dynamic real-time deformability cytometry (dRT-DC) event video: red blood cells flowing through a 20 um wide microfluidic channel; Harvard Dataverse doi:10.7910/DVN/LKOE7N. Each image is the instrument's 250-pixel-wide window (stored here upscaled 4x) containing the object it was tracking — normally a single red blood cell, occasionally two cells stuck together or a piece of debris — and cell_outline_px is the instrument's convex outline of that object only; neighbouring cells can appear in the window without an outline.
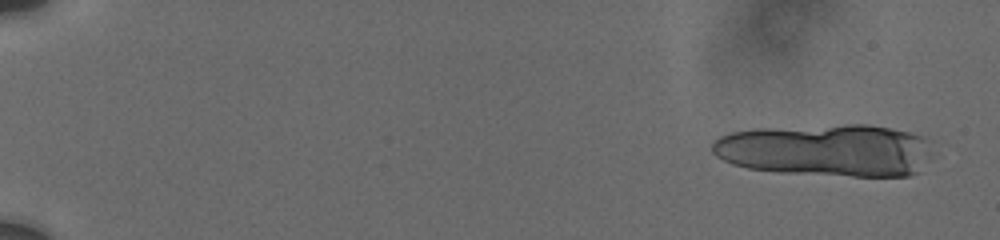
{"species": "human", "species_latin": "Homo sapiens", "temperature_condition": "cold", "stored_images_in_passage": 7, "camera_frame_rate_fps": 3000, "um_per_image_px": 0.085, "donor": {"sex": "male"}, "frame": {"image": 1, "passage_image": 1, "time_ms": 0.0, "image_size_px": [1000, 240], "cell_outline_px": [[924, 172], [912, 176], [852, 176], [780, 172], [748, 168], [732, 164], [716, 156], [712, 152], [712, 144], [720, 136], [732, 132], [760, 128], [844, 124], [864, 124], [888, 128], [908, 132], [924, 136]], "centroid_in_image_um": [70.17, 12.77], "position_along_channel_um": 14.8, "area_um2": 66.82}}
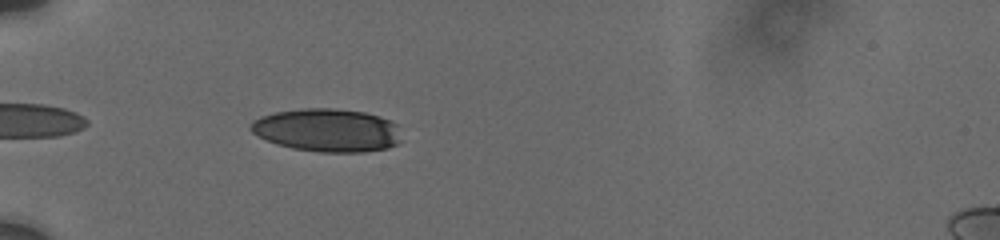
{"frame": {"image": 2, "passage_image": 7, "time_ms": 6.0, "image_size_px": [1000, 240], "cell_outline_px": [[396, 144], [388, 148], [364, 152], [320, 152], [292, 148], [276, 144], [252, 132], [248, 128], [260, 116], [276, 112], [304, 108], [332, 108], [364, 112], [380, 116], [396, 124]], "centroid_in_image_um": [27.77, 11.06], "position_along_channel_um": 57.2, "area_um2": 37.34}}